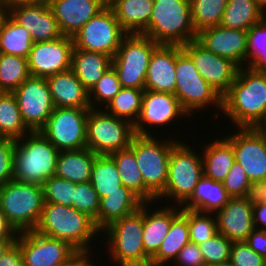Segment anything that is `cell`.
<instances>
[{
  "label": "cell",
  "instance_id": "cell-19",
  "mask_svg": "<svg viewBox=\"0 0 266 266\" xmlns=\"http://www.w3.org/2000/svg\"><path fill=\"white\" fill-rule=\"evenodd\" d=\"M178 116L187 118L189 115L183 110L174 94L144 90L141 111L133 129L137 135H153L146 129L147 125L149 129L150 126L170 125L172 121L177 120Z\"/></svg>",
  "mask_w": 266,
  "mask_h": 266
},
{
  "label": "cell",
  "instance_id": "cell-8",
  "mask_svg": "<svg viewBox=\"0 0 266 266\" xmlns=\"http://www.w3.org/2000/svg\"><path fill=\"white\" fill-rule=\"evenodd\" d=\"M168 138L159 141L152 135L135 134L130 149L136 156L145 186L158 197L165 189L168 179V163L172 147L178 142Z\"/></svg>",
  "mask_w": 266,
  "mask_h": 266
},
{
  "label": "cell",
  "instance_id": "cell-38",
  "mask_svg": "<svg viewBox=\"0 0 266 266\" xmlns=\"http://www.w3.org/2000/svg\"><path fill=\"white\" fill-rule=\"evenodd\" d=\"M30 130L24 124L13 93L0 92V133L5 139L19 140Z\"/></svg>",
  "mask_w": 266,
  "mask_h": 266
},
{
  "label": "cell",
  "instance_id": "cell-17",
  "mask_svg": "<svg viewBox=\"0 0 266 266\" xmlns=\"http://www.w3.org/2000/svg\"><path fill=\"white\" fill-rule=\"evenodd\" d=\"M15 243L20 248L23 266H56L76 251L67 242L34 230L19 233Z\"/></svg>",
  "mask_w": 266,
  "mask_h": 266
},
{
  "label": "cell",
  "instance_id": "cell-18",
  "mask_svg": "<svg viewBox=\"0 0 266 266\" xmlns=\"http://www.w3.org/2000/svg\"><path fill=\"white\" fill-rule=\"evenodd\" d=\"M182 49L192 58L199 74L222 97L234 82L239 66L205 49L196 40L182 45Z\"/></svg>",
  "mask_w": 266,
  "mask_h": 266
},
{
  "label": "cell",
  "instance_id": "cell-57",
  "mask_svg": "<svg viewBox=\"0 0 266 266\" xmlns=\"http://www.w3.org/2000/svg\"><path fill=\"white\" fill-rule=\"evenodd\" d=\"M6 7L14 6V5H22V4H39L42 2L48 3L49 0H2Z\"/></svg>",
  "mask_w": 266,
  "mask_h": 266
},
{
  "label": "cell",
  "instance_id": "cell-62",
  "mask_svg": "<svg viewBox=\"0 0 266 266\" xmlns=\"http://www.w3.org/2000/svg\"><path fill=\"white\" fill-rule=\"evenodd\" d=\"M7 13H8V8L6 7L5 3L2 0H0V25Z\"/></svg>",
  "mask_w": 266,
  "mask_h": 266
},
{
  "label": "cell",
  "instance_id": "cell-33",
  "mask_svg": "<svg viewBox=\"0 0 266 266\" xmlns=\"http://www.w3.org/2000/svg\"><path fill=\"white\" fill-rule=\"evenodd\" d=\"M205 146L201 156L203 175L214 181L223 182L235 162L233 147L225 138L217 139Z\"/></svg>",
  "mask_w": 266,
  "mask_h": 266
},
{
  "label": "cell",
  "instance_id": "cell-31",
  "mask_svg": "<svg viewBox=\"0 0 266 266\" xmlns=\"http://www.w3.org/2000/svg\"><path fill=\"white\" fill-rule=\"evenodd\" d=\"M115 162L124 187L134 193L143 203L156 201V196L145 186L134 152L130 149L119 150L109 155Z\"/></svg>",
  "mask_w": 266,
  "mask_h": 266
},
{
  "label": "cell",
  "instance_id": "cell-59",
  "mask_svg": "<svg viewBox=\"0 0 266 266\" xmlns=\"http://www.w3.org/2000/svg\"><path fill=\"white\" fill-rule=\"evenodd\" d=\"M251 68L255 71L266 72V51L265 54Z\"/></svg>",
  "mask_w": 266,
  "mask_h": 266
},
{
  "label": "cell",
  "instance_id": "cell-20",
  "mask_svg": "<svg viewBox=\"0 0 266 266\" xmlns=\"http://www.w3.org/2000/svg\"><path fill=\"white\" fill-rule=\"evenodd\" d=\"M196 41L212 53L232 60L239 67L248 61L247 31L219 25L199 31Z\"/></svg>",
  "mask_w": 266,
  "mask_h": 266
},
{
  "label": "cell",
  "instance_id": "cell-63",
  "mask_svg": "<svg viewBox=\"0 0 266 266\" xmlns=\"http://www.w3.org/2000/svg\"><path fill=\"white\" fill-rule=\"evenodd\" d=\"M266 138V118L256 127Z\"/></svg>",
  "mask_w": 266,
  "mask_h": 266
},
{
  "label": "cell",
  "instance_id": "cell-14",
  "mask_svg": "<svg viewBox=\"0 0 266 266\" xmlns=\"http://www.w3.org/2000/svg\"><path fill=\"white\" fill-rule=\"evenodd\" d=\"M238 130L224 138L233 147L235 161L256 187L266 181V138L255 127H239Z\"/></svg>",
  "mask_w": 266,
  "mask_h": 266
},
{
  "label": "cell",
  "instance_id": "cell-41",
  "mask_svg": "<svg viewBox=\"0 0 266 266\" xmlns=\"http://www.w3.org/2000/svg\"><path fill=\"white\" fill-rule=\"evenodd\" d=\"M228 0H190L193 27L199 31L219 26Z\"/></svg>",
  "mask_w": 266,
  "mask_h": 266
},
{
  "label": "cell",
  "instance_id": "cell-22",
  "mask_svg": "<svg viewBox=\"0 0 266 266\" xmlns=\"http://www.w3.org/2000/svg\"><path fill=\"white\" fill-rule=\"evenodd\" d=\"M217 232L231 242H245L255 229L253 224V196L230 198L228 203L215 213Z\"/></svg>",
  "mask_w": 266,
  "mask_h": 266
},
{
  "label": "cell",
  "instance_id": "cell-25",
  "mask_svg": "<svg viewBox=\"0 0 266 266\" xmlns=\"http://www.w3.org/2000/svg\"><path fill=\"white\" fill-rule=\"evenodd\" d=\"M54 107L91 108L89 91L68 69L47 78Z\"/></svg>",
  "mask_w": 266,
  "mask_h": 266
},
{
  "label": "cell",
  "instance_id": "cell-58",
  "mask_svg": "<svg viewBox=\"0 0 266 266\" xmlns=\"http://www.w3.org/2000/svg\"><path fill=\"white\" fill-rule=\"evenodd\" d=\"M254 195L261 201L266 202V181L255 187Z\"/></svg>",
  "mask_w": 266,
  "mask_h": 266
},
{
  "label": "cell",
  "instance_id": "cell-65",
  "mask_svg": "<svg viewBox=\"0 0 266 266\" xmlns=\"http://www.w3.org/2000/svg\"><path fill=\"white\" fill-rule=\"evenodd\" d=\"M214 266H233V265L228 262V263H225V264L214 265Z\"/></svg>",
  "mask_w": 266,
  "mask_h": 266
},
{
  "label": "cell",
  "instance_id": "cell-42",
  "mask_svg": "<svg viewBox=\"0 0 266 266\" xmlns=\"http://www.w3.org/2000/svg\"><path fill=\"white\" fill-rule=\"evenodd\" d=\"M181 213L188 220L190 242L198 245L217 233L216 216H212L215 214L189 209H181Z\"/></svg>",
  "mask_w": 266,
  "mask_h": 266
},
{
  "label": "cell",
  "instance_id": "cell-27",
  "mask_svg": "<svg viewBox=\"0 0 266 266\" xmlns=\"http://www.w3.org/2000/svg\"><path fill=\"white\" fill-rule=\"evenodd\" d=\"M147 203H144V228L143 244L145 253L152 258L158 251L166 237L172 220L181 212L179 206H166L150 211L147 209ZM154 212V213H153Z\"/></svg>",
  "mask_w": 266,
  "mask_h": 266
},
{
  "label": "cell",
  "instance_id": "cell-21",
  "mask_svg": "<svg viewBox=\"0 0 266 266\" xmlns=\"http://www.w3.org/2000/svg\"><path fill=\"white\" fill-rule=\"evenodd\" d=\"M8 14L28 30L34 43L52 41L62 36L48 3L10 6Z\"/></svg>",
  "mask_w": 266,
  "mask_h": 266
},
{
  "label": "cell",
  "instance_id": "cell-53",
  "mask_svg": "<svg viewBox=\"0 0 266 266\" xmlns=\"http://www.w3.org/2000/svg\"><path fill=\"white\" fill-rule=\"evenodd\" d=\"M253 224L255 229L266 228V202L259 200L255 195L253 196ZM261 227H259V225Z\"/></svg>",
  "mask_w": 266,
  "mask_h": 266
},
{
  "label": "cell",
  "instance_id": "cell-40",
  "mask_svg": "<svg viewBox=\"0 0 266 266\" xmlns=\"http://www.w3.org/2000/svg\"><path fill=\"white\" fill-rule=\"evenodd\" d=\"M29 76L27 58L0 53V92L13 93Z\"/></svg>",
  "mask_w": 266,
  "mask_h": 266
},
{
  "label": "cell",
  "instance_id": "cell-11",
  "mask_svg": "<svg viewBox=\"0 0 266 266\" xmlns=\"http://www.w3.org/2000/svg\"><path fill=\"white\" fill-rule=\"evenodd\" d=\"M135 132L127 120L103 109L90 108L86 123L87 148L97 155H110L130 147Z\"/></svg>",
  "mask_w": 266,
  "mask_h": 266
},
{
  "label": "cell",
  "instance_id": "cell-66",
  "mask_svg": "<svg viewBox=\"0 0 266 266\" xmlns=\"http://www.w3.org/2000/svg\"><path fill=\"white\" fill-rule=\"evenodd\" d=\"M5 138L1 135L0 133V143L4 140Z\"/></svg>",
  "mask_w": 266,
  "mask_h": 266
},
{
  "label": "cell",
  "instance_id": "cell-43",
  "mask_svg": "<svg viewBox=\"0 0 266 266\" xmlns=\"http://www.w3.org/2000/svg\"><path fill=\"white\" fill-rule=\"evenodd\" d=\"M121 88L122 86L118 80L117 73L111 66L89 91L91 108L96 109L100 104H102L100 107L107 106ZM94 103H97L96 106Z\"/></svg>",
  "mask_w": 266,
  "mask_h": 266
},
{
  "label": "cell",
  "instance_id": "cell-1",
  "mask_svg": "<svg viewBox=\"0 0 266 266\" xmlns=\"http://www.w3.org/2000/svg\"><path fill=\"white\" fill-rule=\"evenodd\" d=\"M244 67H239L234 82L222 96L220 112L237 128H256L266 118V72Z\"/></svg>",
  "mask_w": 266,
  "mask_h": 266
},
{
  "label": "cell",
  "instance_id": "cell-10",
  "mask_svg": "<svg viewBox=\"0 0 266 266\" xmlns=\"http://www.w3.org/2000/svg\"><path fill=\"white\" fill-rule=\"evenodd\" d=\"M159 44L144 34H126L112 58L122 87L144 89L153 50Z\"/></svg>",
  "mask_w": 266,
  "mask_h": 266
},
{
  "label": "cell",
  "instance_id": "cell-15",
  "mask_svg": "<svg viewBox=\"0 0 266 266\" xmlns=\"http://www.w3.org/2000/svg\"><path fill=\"white\" fill-rule=\"evenodd\" d=\"M13 94L26 127L30 131H40L55 108L47 79L29 76Z\"/></svg>",
  "mask_w": 266,
  "mask_h": 266
},
{
  "label": "cell",
  "instance_id": "cell-39",
  "mask_svg": "<svg viewBox=\"0 0 266 266\" xmlns=\"http://www.w3.org/2000/svg\"><path fill=\"white\" fill-rule=\"evenodd\" d=\"M144 90L145 89L122 87L107 106L104 107V110L134 125L141 111Z\"/></svg>",
  "mask_w": 266,
  "mask_h": 266
},
{
  "label": "cell",
  "instance_id": "cell-50",
  "mask_svg": "<svg viewBox=\"0 0 266 266\" xmlns=\"http://www.w3.org/2000/svg\"><path fill=\"white\" fill-rule=\"evenodd\" d=\"M15 140L4 139L0 143V186L13 179Z\"/></svg>",
  "mask_w": 266,
  "mask_h": 266
},
{
  "label": "cell",
  "instance_id": "cell-4",
  "mask_svg": "<svg viewBox=\"0 0 266 266\" xmlns=\"http://www.w3.org/2000/svg\"><path fill=\"white\" fill-rule=\"evenodd\" d=\"M144 35L158 44L185 45L196 40L190 0H154Z\"/></svg>",
  "mask_w": 266,
  "mask_h": 266
},
{
  "label": "cell",
  "instance_id": "cell-60",
  "mask_svg": "<svg viewBox=\"0 0 266 266\" xmlns=\"http://www.w3.org/2000/svg\"><path fill=\"white\" fill-rule=\"evenodd\" d=\"M15 242L16 240H0V259Z\"/></svg>",
  "mask_w": 266,
  "mask_h": 266
},
{
  "label": "cell",
  "instance_id": "cell-46",
  "mask_svg": "<svg viewBox=\"0 0 266 266\" xmlns=\"http://www.w3.org/2000/svg\"><path fill=\"white\" fill-rule=\"evenodd\" d=\"M223 186L231 198L254 196L255 193V186L236 161L223 181Z\"/></svg>",
  "mask_w": 266,
  "mask_h": 266
},
{
  "label": "cell",
  "instance_id": "cell-29",
  "mask_svg": "<svg viewBox=\"0 0 266 266\" xmlns=\"http://www.w3.org/2000/svg\"><path fill=\"white\" fill-rule=\"evenodd\" d=\"M230 198L223 182L214 181L203 175L195 186L193 194L181 206V209L216 213L228 203Z\"/></svg>",
  "mask_w": 266,
  "mask_h": 266
},
{
  "label": "cell",
  "instance_id": "cell-64",
  "mask_svg": "<svg viewBox=\"0 0 266 266\" xmlns=\"http://www.w3.org/2000/svg\"><path fill=\"white\" fill-rule=\"evenodd\" d=\"M258 2V4L264 9L266 10V0H256Z\"/></svg>",
  "mask_w": 266,
  "mask_h": 266
},
{
  "label": "cell",
  "instance_id": "cell-9",
  "mask_svg": "<svg viewBox=\"0 0 266 266\" xmlns=\"http://www.w3.org/2000/svg\"><path fill=\"white\" fill-rule=\"evenodd\" d=\"M182 141L171 149L168 163V179L164 191L156 198H170L182 206L193 194L203 176L202 157Z\"/></svg>",
  "mask_w": 266,
  "mask_h": 266
},
{
  "label": "cell",
  "instance_id": "cell-7",
  "mask_svg": "<svg viewBox=\"0 0 266 266\" xmlns=\"http://www.w3.org/2000/svg\"><path fill=\"white\" fill-rule=\"evenodd\" d=\"M175 74L176 87L174 95L188 115L191 116L195 113V110H203L208 105H214L218 110H222V97L199 74L192 58L180 45H177Z\"/></svg>",
  "mask_w": 266,
  "mask_h": 266
},
{
  "label": "cell",
  "instance_id": "cell-36",
  "mask_svg": "<svg viewBox=\"0 0 266 266\" xmlns=\"http://www.w3.org/2000/svg\"><path fill=\"white\" fill-rule=\"evenodd\" d=\"M90 183L99 199L113 192H131L123 186L118 168L109 155H98L94 161Z\"/></svg>",
  "mask_w": 266,
  "mask_h": 266
},
{
  "label": "cell",
  "instance_id": "cell-16",
  "mask_svg": "<svg viewBox=\"0 0 266 266\" xmlns=\"http://www.w3.org/2000/svg\"><path fill=\"white\" fill-rule=\"evenodd\" d=\"M73 39L62 35L52 41L33 43L27 57L30 76L48 78L71 68Z\"/></svg>",
  "mask_w": 266,
  "mask_h": 266
},
{
  "label": "cell",
  "instance_id": "cell-54",
  "mask_svg": "<svg viewBox=\"0 0 266 266\" xmlns=\"http://www.w3.org/2000/svg\"><path fill=\"white\" fill-rule=\"evenodd\" d=\"M0 266H23L20 248L16 243L3 254Z\"/></svg>",
  "mask_w": 266,
  "mask_h": 266
},
{
  "label": "cell",
  "instance_id": "cell-35",
  "mask_svg": "<svg viewBox=\"0 0 266 266\" xmlns=\"http://www.w3.org/2000/svg\"><path fill=\"white\" fill-rule=\"evenodd\" d=\"M189 242L188 220L180 212L172 220L170 229L160 248L150 260V266H167L169 261L173 264L179 251Z\"/></svg>",
  "mask_w": 266,
  "mask_h": 266
},
{
  "label": "cell",
  "instance_id": "cell-48",
  "mask_svg": "<svg viewBox=\"0 0 266 266\" xmlns=\"http://www.w3.org/2000/svg\"><path fill=\"white\" fill-rule=\"evenodd\" d=\"M266 51V17L247 31V67H252Z\"/></svg>",
  "mask_w": 266,
  "mask_h": 266
},
{
  "label": "cell",
  "instance_id": "cell-23",
  "mask_svg": "<svg viewBox=\"0 0 266 266\" xmlns=\"http://www.w3.org/2000/svg\"><path fill=\"white\" fill-rule=\"evenodd\" d=\"M62 35L72 37L107 6V0H49Z\"/></svg>",
  "mask_w": 266,
  "mask_h": 266
},
{
  "label": "cell",
  "instance_id": "cell-49",
  "mask_svg": "<svg viewBox=\"0 0 266 266\" xmlns=\"http://www.w3.org/2000/svg\"><path fill=\"white\" fill-rule=\"evenodd\" d=\"M229 263L233 266H266V259L252 250L246 242H232Z\"/></svg>",
  "mask_w": 266,
  "mask_h": 266
},
{
  "label": "cell",
  "instance_id": "cell-5",
  "mask_svg": "<svg viewBox=\"0 0 266 266\" xmlns=\"http://www.w3.org/2000/svg\"><path fill=\"white\" fill-rule=\"evenodd\" d=\"M44 203L40 184L12 179L0 186V210L18 233L35 229Z\"/></svg>",
  "mask_w": 266,
  "mask_h": 266
},
{
  "label": "cell",
  "instance_id": "cell-51",
  "mask_svg": "<svg viewBox=\"0 0 266 266\" xmlns=\"http://www.w3.org/2000/svg\"><path fill=\"white\" fill-rule=\"evenodd\" d=\"M175 266H205L203 255L196 243H187L175 258Z\"/></svg>",
  "mask_w": 266,
  "mask_h": 266
},
{
  "label": "cell",
  "instance_id": "cell-24",
  "mask_svg": "<svg viewBox=\"0 0 266 266\" xmlns=\"http://www.w3.org/2000/svg\"><path fill=\"white\" fill-rule=\"evenodd\" d=\"M177 45L159 44L152 52L145 90L175 94Z\"/></svg>",
  "mask_w": 266,
  "mask_h": 266
},
{
  "label": "cell",
  "instance_id": "cell-3",
  "mask_svg": "<svg viewBox=\"0 0 266 266\" xmlns=\"http://www.w3.org/2000/svg\"><path fill=\"white\" fill-rule=\"evenodd\" d=\"M59 153L40 131H30L15 140L13 179L43 185L55 175Z\"/></svg>",
  "mask_w": 266,
  "mask_h": 266
},
{
  "label": "cell",
  "instance_id": "cell-26",
  "mask_svg": "<svg viewBox=\"0 0 266 266\" xmlns=\"http://www.w3.org/2000/svg\"><path fill=\"white\" fill-rule=\"evenodd\" d=\"M107 5L127 34H144L147 31L154 0H107Z\"/></svg>",
  "mask_w": 266,
  "mask_h": 266
},
{
  "label": "cell",
  "instance_id": "cell-13",
  "mask_svg": "<svg viewBox=\"0 0 266 266\" xmlns=\"http://www.w3.org/2000/svg\"><path fill=\"white\" fill-rule=\"evenodd\" d=\"M90 108L55 107L40 132L59 150L87 147L86 123Z\"/></svg>",
  "mask_w": 266,
  "mask_h": 266
},
{
  "label": "cell",
  "instance_id": "cell-47",
  "mask_svg": "<svg viewBox=\"0 0 266 266\" xmlns=\"http://www.w3.org/2000/svg\"><path fill=\"white\" fill-rule=\"evenodd\" d=\"M100 199L90 182L76 183L73 208L90 216L96 224Z\"/></svg>",
  "mask_w": 266,
  "mask_h": 266
},
{
  "label": "cell",
  "instance_id": "cell-52",
  "mask_svg": "<svg viewBox=\"0 0 266 266\" xmlns=\"http://www.w3.org/2000/svg\"><path fill=\"white\" fill-rule=\"evenodd\" d=\"M245 242L252 250L266 259V230L254 229Z\"/></svg>",
  "mask_w": 266,
  "mask_h": 266
},
{
  "label": "cell",
  "instance_id": "cell-30",
  "mask_svg": "<svg viewBox=\"0 0 266 266\" xmlns=\"http://www.w3.org/2000/svg\"><path fill=\"white\" fill-rule=\"evenodd\" d=\"M111 66L112 58L108 55L73 48L70 69L88 91Z\"/></svg>",
  "mask_w": 266,
  "mask_h": 266
},
{
  "label": "cell",
  "instance_id": "cell-32",
  "mask_svg": "<svg viewBox=\"0 0 266 266\" xmlns=\"http://www.w3.org/2000/svg\"><path fill=\"white\" fill-rule=\"evenodd\" d=\"M96 227L101 231L122 217L136 212L143 203L132 192H113L100 198Z\"/></svg>",
  "mask_w": 266,
  "mask_h": 266
},
{
  "label": "cell",
  "instance_id": "cell-6",
  "mask_svg": "<svg viewBox=\"0 0 266 266\" xmlns=\"http://www.w3.org/2000/svg\"><path fill=\"white\" fill-rule=\"evenodd\" d=\"M144 203L133 214L122 217L103 230L109 242V255L119 266H150L151 258L143 244Z\"/></svg>",
  "mask_w": 266,
  "mask_h": 266
},
{
  "label": "cell",
  "instance_id": "cell-28",
  "mask_svg": "<svg viewBox=\"0 0 266 266\" xmlns=\"http://www.w3.org/2000/svg\"><path fill=\"white\" fill-rule=\"evenodd\" d=\"M90 149L60 151L55 176L74 183L90 182L92 167L96 157Z\"/></svg>",
  "mask_w": 266,
  "mask_h": 266
},
{
  "label": "cell",
  "instance_id": "cell-34",
  "mask_svg": "<svg viewBox=\"0 0 266 266\" xmlns=\"http://www.w3.org/2000/svg\"><path fill=\"white\" fill-rule=\"evenodd\" d=\"M256 0H228L220 26L248 31L266 17Z\"/></svg>",
  "mask_w": 266,
  "mask_h": 266
},
{
  "label": "cell",
  "instance_id": "cell-61",
  "mask_svg": "<svg viewBox=\"0 0 266 266\" xmlns=\"http://www.w3.org/2000/svg\"><path fill=\"white\" fill-rule=\"evenodd\" d=\"M56 266H77V251H75L69 258Z\"/></svg>",
  "mask_w": 266,
  "mask_h": 266
},
{
  "label": "cell",
  "instance_id": "cell-37",
  "mask_svg": "<svg viewBox=\"0 0 266 266\" xmlns=\"http://www.w3.org/2000/svg\"><path fill=\"white\" fill-rule=\"evenodd\" d=\"M33 43L28 30L7 13L0 25V53L27 58Z\"/></svg>",
  "mask_w": 266,
  "mask_h": 266
},
{
  "label": "cell",
  "instance_id": "cell-56",
  "mask_svg": "<svg viewBox=\"0 0 266 266\" xmlns=\"http://www.w3.org/2000/svg\"><path fill=\"white\" fill-rule=\"evenodd\" d=\"M89 255L90 252L77 251V266H95L90 262L91 257H89Z\"/></svg>",
  "mask_w": 266,
  "mask_h": 266
},
{
  "label": "cell",
  "instance_id": "cell-2",
  "mask_svg": "<svg viewBox=\"0 0 266 266\" xmlns=\"http://www.w3.org/2000/svg\"><path fill=\"white\" fill-rule=\"evenodd\" d=\"M42 235L67 242L76 251L90 252V241L101 231L88 215L73 207L44 203L40 219L34 229ZM89 243V244H88Z\"/></svg>",
  "mask_w": 266,
  "mask_h": 266
},
{
  "label": "cell",
  "instance_id": "cell-45",
  "mask_svg": "<svg viewBox=\"0 0 266 266\" xmlns=\"http://www.w3.org/2000/svg\"><path fill=\"white\" fill-rule=\"evenodd\" d=\"M231 245L232 242L219 232L198 244L205 261V266L228 263Z\"/></svg>",
  "mask_w": 266,
  "mask_h": 266
},
{
  "label": "cell",
  "instance_id": "cell-44",
  "mask_svg": "<svg viewBox=\"0 0 266 266\" xmlns=\"http://www.w3.org/2000/svg\"><path fill=\"white\" fill-rule=\"evenodd\" d=\"M45 203L73 207L76 183L52 176L42 185Z\"/></svg>",
  "mask_w": 266,
  "mask_h": 266
},
{
  "label": "cell",
  "instance_id": "cell-55",
  "mask_svg": "<svg viewBox=\"0 0 266 266\" xmlns=\"http://www.w3.org/2000/svg\"><path fill=\"white\" fill-rule=\"evenodd\" d=\"M18 234L0 210V240H16Z\"/></svg>",
  "mask_w": 266,
  "mask_h": 266
},
{
  "label": "cell",
  "instance_id": "cell-12",
  "mask_svg": "<svg viewBox=\"0 0 266 266\" xmlns=\"http://www.w3.org/2000/svg\"><path fill=\"white\" fill-rule=\"evenodd\" d=\"M127 33L107 5L72 36L76 49L96 52L113 58Z\"/></svg>",
  "mask_w": 266,
  "mask_h": 266
}]
</instances>
